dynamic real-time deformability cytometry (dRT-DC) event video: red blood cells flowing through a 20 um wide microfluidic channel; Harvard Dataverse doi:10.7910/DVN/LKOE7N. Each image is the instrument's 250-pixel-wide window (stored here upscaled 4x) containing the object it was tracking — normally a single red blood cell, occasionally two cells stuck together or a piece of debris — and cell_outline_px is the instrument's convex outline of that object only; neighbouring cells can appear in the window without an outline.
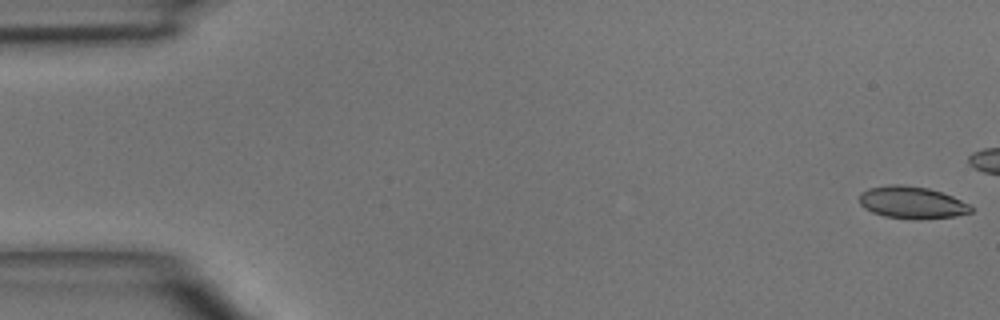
{"species": "common noctule bat (a hibernating species)", "species_latin": "Nyctalus noctula", "temperature_condition": "room temperature", "stored_images_in_passage": 5, "camera_frame_rate_fps": 3000, "um_per_image_px": 0.085, "animal": {"sex": "male", "body_mass_g": 15.6}, "frame": {"image": 1, "passage_image": 1, "time_ms": 0.0, "image_size_px": [1000, 320], "cell_outline_px": [[972, 212], [956, 216], [916, 220], [884, 216], [872, 212], [864, 208], [860, 204], [860, 192], [868, 188], [888, 184], [896, 184], [928, 188], [952, 196], [968, 204], [972, 208]], "centroid_in_image_um": [77.48, 17.22], "position_along_channel_um": 7.5, "area_um2": 20.92}}